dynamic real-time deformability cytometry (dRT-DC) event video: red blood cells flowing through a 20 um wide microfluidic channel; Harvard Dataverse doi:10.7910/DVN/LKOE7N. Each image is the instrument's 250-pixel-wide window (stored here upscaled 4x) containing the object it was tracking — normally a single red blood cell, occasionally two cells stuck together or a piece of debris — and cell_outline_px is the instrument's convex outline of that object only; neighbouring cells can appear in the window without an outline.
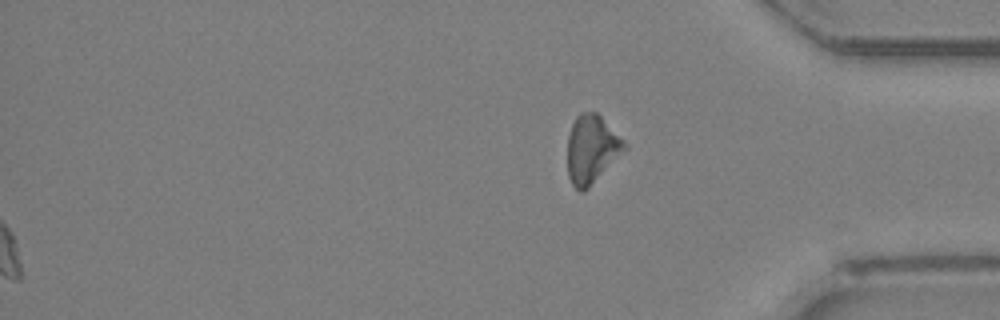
{"species": "Egyptian fruit bat (a non-hibernating species)", "species_latin": "Rousettus aegyptiacus", "temperature_condition": "room temperature", "stored_images_in_passage": 33, "segment_of_instrument_passage": [2, 2], "camera_frame_rate_fps": 3000, "um_per_image_px": 0.085, "animal": {"sex": "female"}, "frame": {"image": 1, "passage_image": 33, "time_ms": 10.667, "image_size_px": [1000, 320], "cell_outline_px": [[628, 148], [584, 192], [580, 192], [572, 184], [568, 176], [568, 136], [572, 124], [576, 116], [580, 112], [596, 112], [628, 144]], "centroid_in_image_um": [50.3, 12.68], "position_along_channel_um": 384.9, "area_um2": 22.6}}